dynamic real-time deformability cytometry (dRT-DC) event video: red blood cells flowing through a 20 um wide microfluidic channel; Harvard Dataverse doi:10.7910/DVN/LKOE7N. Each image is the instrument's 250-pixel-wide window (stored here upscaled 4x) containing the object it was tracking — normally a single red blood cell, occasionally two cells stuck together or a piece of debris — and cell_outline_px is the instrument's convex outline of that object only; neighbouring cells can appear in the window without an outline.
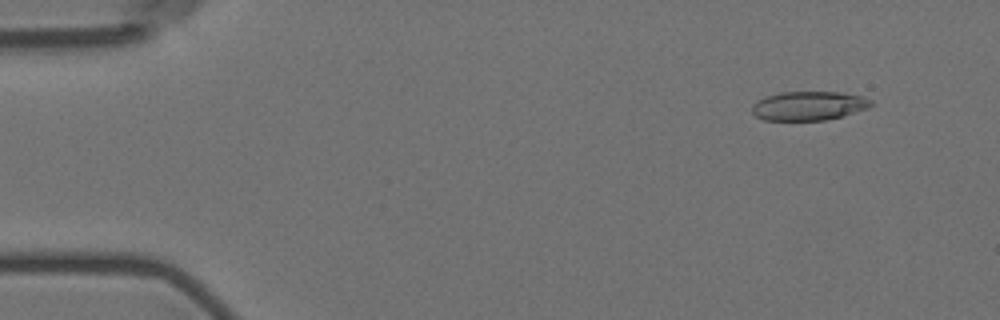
{"species": "Egyptian fruit bat (a non-hibernating species)", "species_latin": "Rousettus aegyptiacus", "temperature_condition": "room temperature", "stored_images_in_passage": 8, "camera_frame_rate_fps": 3000, "um_per_image_px": 0.085, "animal": {"sex": "female"}, "frame": {"image": 1, "passage_image": 2, "time_ms": 1.0, "image_size_px": [1000, 320], "cell_outline_px": [[872, 104], [868, 108], [844, 116], [824, 120], [764, 120], [756, 116], [752, 112], [752, 104], [756, 100], [780, 92], [840, 92], [860, 96], [872, 100]], "centroid_in_image_um": [68.73, 9.0], "position_along_channel_um": 16.3, "area_um2": 20.11}}
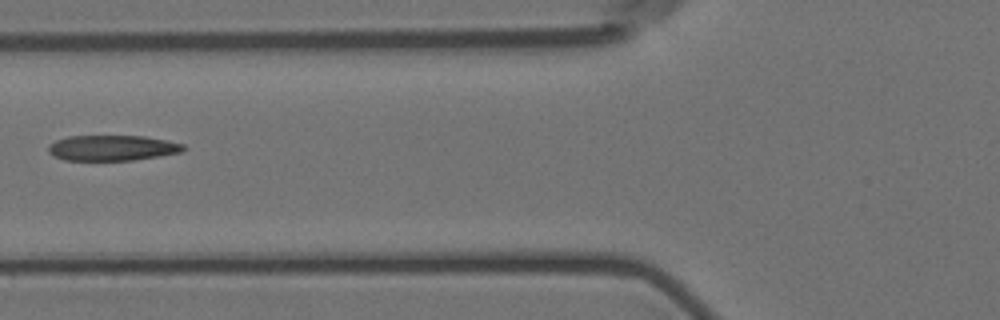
{"frame": {"image": 2, "passage_image": 6, "time_ms": 6.667, "image_size_px": [1000, 320], "cell_outline_px": [[188, 148], [180, 152], [160, 156], [132, 160], [64, 160], [52, 156], [48, 152], [48, 144], [56, 140], [68, 136], [144, 136], [184, 144]], "centroid_in_image_um": [9.51, 12.57], "position_along_channel_um": 116.3, "area_um2": 20.11}}
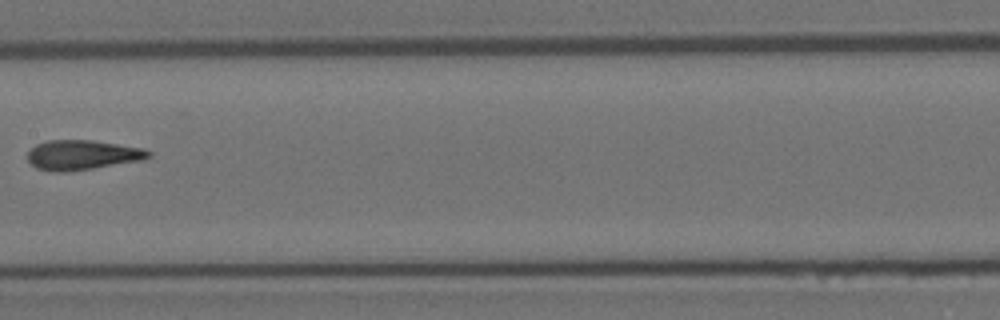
{"frame": {"image": 3, "passage_image": 8, "time_ms": 9.0, "image_size_px": [1000, 320], "cell_outline_px": [[152, 156], [144, 160], [68, 172], [52, 172], [36, 168], [28, 160], [28, 152], [36, 144], [48, 140], [92, 140], [144, 148], [152, 152]], "centroid_in_image_um": [7.02, 13.17], "position_along_channel_um": 200.4, "area_um2": 21.15}}